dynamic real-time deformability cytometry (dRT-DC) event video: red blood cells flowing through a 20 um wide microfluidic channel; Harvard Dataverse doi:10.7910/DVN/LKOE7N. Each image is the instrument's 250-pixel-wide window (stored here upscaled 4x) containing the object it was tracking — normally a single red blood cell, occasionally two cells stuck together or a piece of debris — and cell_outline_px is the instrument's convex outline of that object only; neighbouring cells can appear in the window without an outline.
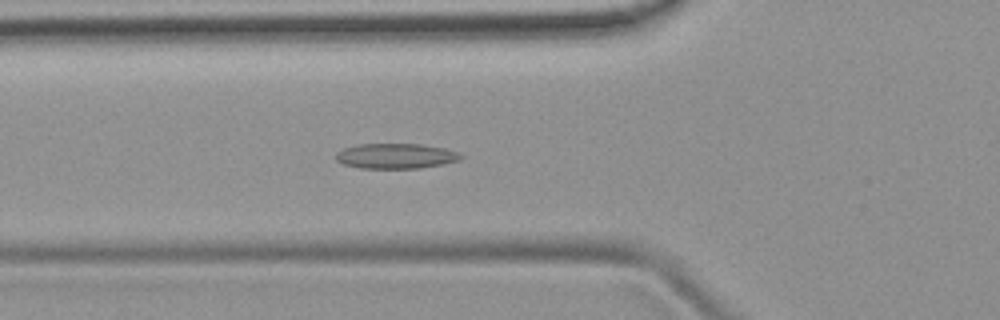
{"species": "common noctule bat (a hibernating species)", "species_latin": "Nyctalus noctula", "temperature_condition": "room temperature", "stored_images_in_passage": 52, "camera_frame_rate_fps": 3000, "um_per_image_px": 0.085, "animal": {"sex": "female", "body_mass_g": 19.9}, "frame": {"image": 1, "passage_image": 19, "time_ms": 6.0, "image_size_px": [1000, 320], "cell_outline_px": [[464, 156], [460, 160], [420, 168], [360, 168], [344, 164], [336, 160], [336, 152], [344, 148], [356, 144], [420, 144], [444, 148], [456, 152]], "centroid_in_image_um": [33.61, 13.25], "position_along_channel_um": 92.2, "area_um2": 18.21}}
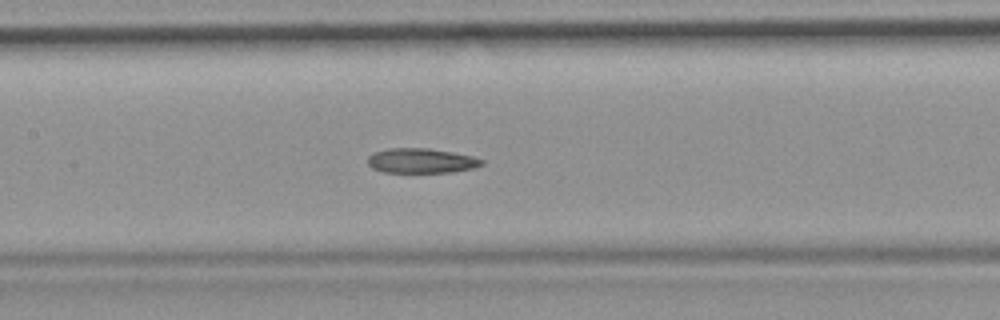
{"frame": {"image": 2, "passage_image": 25, "time_ms": 8.0, "image_size_px": [1000, 320], "cell_outline_px": [[484, 164], [472, 168], [452, 172], [384, 172], [372, 168], [368, 164], [368, 156], [372, 152], [388, 148], [428, 148], [452, 152], [472, 156], [484, 160]], "centroid_in_image_um": [35.78, 13.65], "position_along_channel_um": 171.6, "area_um2": 16.47}}
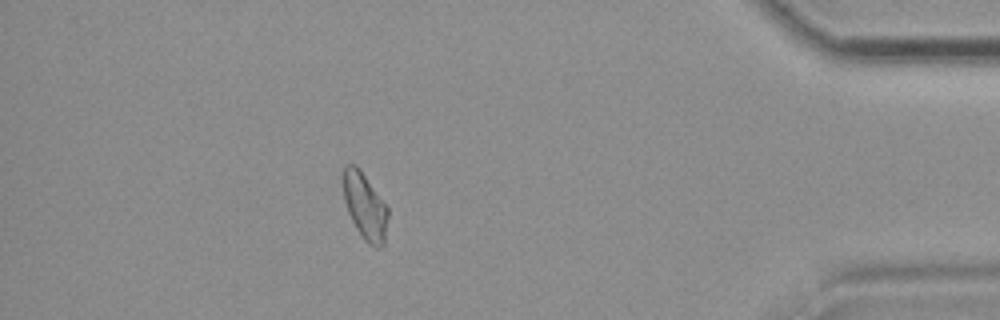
{"frame": {"image": 3, "passage_image": 46, "time_ms": 15.0, "image_size_px": [1000, 320], "cell_outline_px": [[388, 216], [384, 244], [376, 248], [368, 244], [364, 240], [356, 228], [348, 212], [344, 200], [340, 180], [340, 172], [344, 164], [356, 164], [360, 168], [388, 208]], "centroid_in_image_um": [30.96, 17.45], "position_along_channel_um": 404.2, "area_um2": 17.86}, "authors_computed_cell_mechanics": {"area_um2": 17.9469, "velocity_mm_per_s": 3.9583, "shape_relaxation_time_tau1_ms": null, "shape_relaxation_time_tau2_ms": 7.3933, "deformation_change_tau1": null, "deformation_change_tau2": 0.1422}}